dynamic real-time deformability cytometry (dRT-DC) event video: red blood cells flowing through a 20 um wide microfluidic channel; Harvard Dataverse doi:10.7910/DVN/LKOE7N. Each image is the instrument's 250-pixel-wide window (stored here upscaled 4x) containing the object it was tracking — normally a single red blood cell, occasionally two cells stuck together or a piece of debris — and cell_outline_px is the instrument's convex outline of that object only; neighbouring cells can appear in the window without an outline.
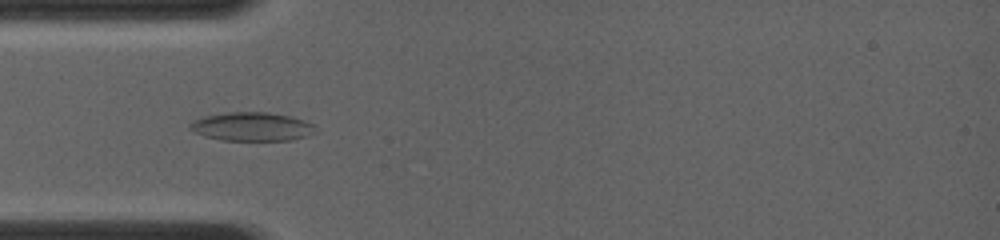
{"species": "common noctule bat (a hibernating species)", "species_latin": "Nyctalus noctula", "temperature_condition": "room temperature", "stored_images_in_passage": 17, "camera_frame_rate_fps": 4000, "um_per_image_px": 0.085, "animal": {"sex": "female", "body_mass_g": 19.0, "forearm_length_mm": 56.7}, "frame": {"image": 1, "passage_image": 3, "time_ms": 0.75, "image_size_px": [1000, 240], "cell_outline_px": [[316, 132], [308, 136], [292, 140], [220, 140], [204, 136], [192, 132], [188, 128], [188, 124], [204, 116], [228, 112], [268, 112], [288, 116], [304, 120], [312, 124]], "centroid_in_image_um": [21.38, 10.77], "position_along_channel_um": 63.6, "area_um2": 20.98}}
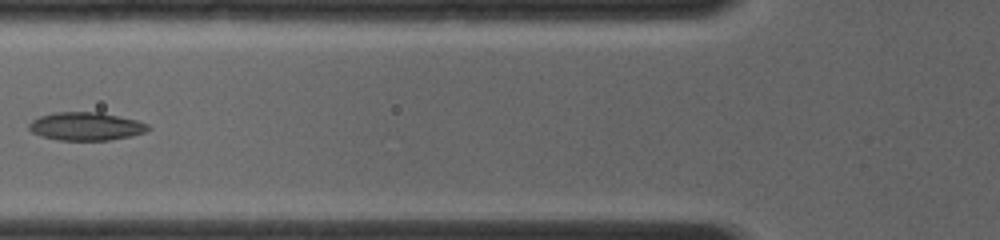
{"frame": {"image": 2, "passage_image": 7, "time_ms": 2.0, "image_size_px": [1000, 240], "cell_outline_px": [[152, 128], [144, 132], [128, 136], [108, 140], [56, 140], [40, 136], [32, 132], [28, 128], [28, 124], [32, 120], [40, 116], [56, 112], [100, 112], [136, 120], [148, 124]], "centroid_in_image_um": [7.27, 10.74], "position_along_channel_um": 118.5, "area_um2": 19.48}}
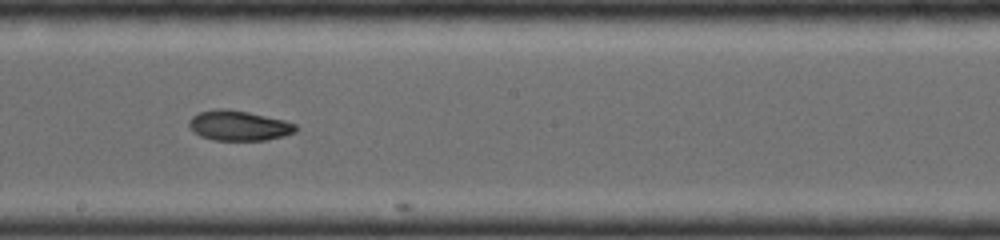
{"frame": {"image": 3, "passage_image": 16, "time_ms": 4.5, "image_size_px": [1000, 240], "cell_outline_px": [[296, 132], [284, 136], [264, 140], [212, 140], [200, 136], [192, 132], [188, 124], [188, 120], [192, 116], [200, 112], [216, 108], [224, 108], [248, 112], [284, 120], [296, 124]], "centroid_in_image_um": [20.26, 10.68], "position_along_channel_um": 227.9, "area_um2": 18.79}}